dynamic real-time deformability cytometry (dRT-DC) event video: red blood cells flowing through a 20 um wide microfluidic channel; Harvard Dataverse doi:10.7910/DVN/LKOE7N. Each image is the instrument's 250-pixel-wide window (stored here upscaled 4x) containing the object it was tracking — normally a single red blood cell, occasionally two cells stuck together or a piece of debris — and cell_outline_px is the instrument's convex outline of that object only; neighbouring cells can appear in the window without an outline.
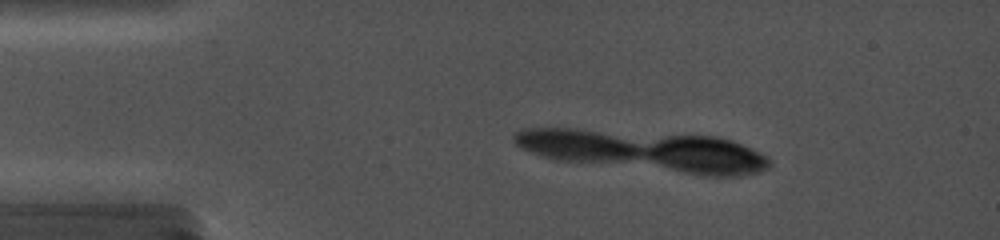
{"species": "common noctule bat (a hibernating species)", "species_latin": "Nyctalus noctula", "temperature_condition": "cold", "stored_images_in_passage": 7, "camera_frame_rate_fps": 5000, "um_per_image_px": 0.085, "animal": {"sex": "female", "body_mass_g": 19.0, "forearm_length_mm": 56.7}, "frame": {"image": 1, "passage_image": 4, "time_ms": 1.4, "image_size_px": [1000, 240], "cell_outline_px": [[760, 164], [756, 168], [736, 172], [700, 172], [680, 168], [660, 160], [652, 156], [648, 152], [672, 140], [712, 140], [728, 144], [740, 148], [756, 156], [760, 160]], "centroid_in_image_um": [59.98, 13.28], "position_along_channel_um": 25.0, "area_um2": 18.96}}